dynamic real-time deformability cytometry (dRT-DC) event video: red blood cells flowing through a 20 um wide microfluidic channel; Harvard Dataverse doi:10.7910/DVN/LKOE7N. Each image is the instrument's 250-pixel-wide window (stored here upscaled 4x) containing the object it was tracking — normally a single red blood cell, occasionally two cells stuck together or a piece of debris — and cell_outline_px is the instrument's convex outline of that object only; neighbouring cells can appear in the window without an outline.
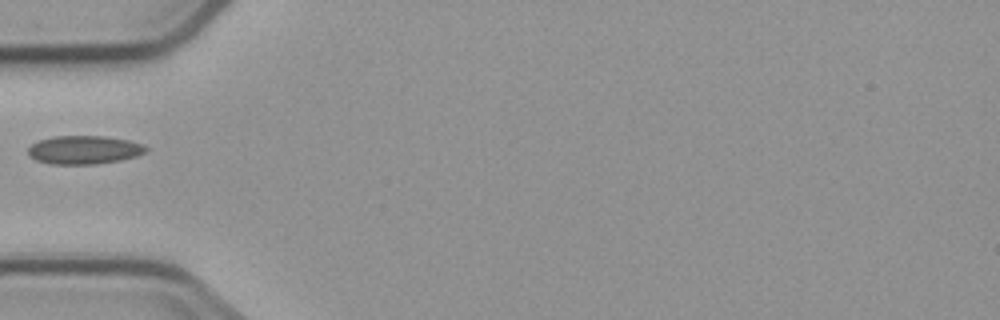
{"species": "common noctule bat (a hibernating species)", "species_latin": "Nyctalus noctula", "temperature_condition": "cold", "stored_images_in_passage": 1, "camera_frame_rate_fps": 3000, "um_per_image_px": 0.085, "animal": {"sex": "male", "body_mass_g": 23.1, "forearm_length_mm": 52.7}, "frame": {"image": 1, "passage_image": 1, "time_ms": 0.0, "image_size_px": [1000, 320], "cell_outline_px": [[148, 152], [136, 156], [120, 160], [96, 164], [52, 164], [36, 160], [28, 156], [28, 148], [32, 144], [40, 140], [52, 136], [104, 136], [128, 140], [144, 144], [148, 148]], "centroid_in_image_um": [7.17, 12.74], "position_along_channel_um": 77.8, "area_um2": 19.65}}